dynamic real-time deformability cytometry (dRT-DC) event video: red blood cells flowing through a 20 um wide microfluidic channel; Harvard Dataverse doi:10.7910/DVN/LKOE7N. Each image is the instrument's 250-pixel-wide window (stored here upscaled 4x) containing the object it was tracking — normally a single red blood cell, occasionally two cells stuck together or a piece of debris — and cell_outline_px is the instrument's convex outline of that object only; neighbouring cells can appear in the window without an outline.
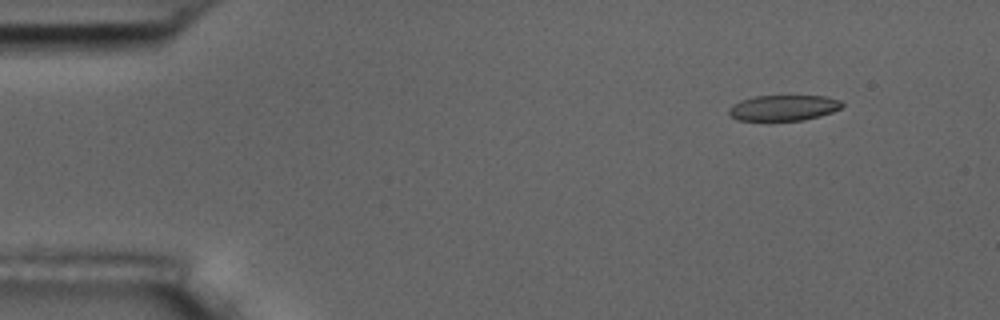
{"species": "common noctule bat (a hibernating species)", "species_latin": "Nyctalus noctula", "temperature_condition": "room temperature", "stored_images_in_passage": 4, "camera_frame_rate_fps": 3000, "um_per_image_px": 0.085, "animal": {"sex": "male", "body_mass_g": 17.5, "forearm_length_mm": 52.3}, "frame": {"image": 1, "passage_image": 2, "time_ms": 1.333, "image_size_px": [1000, 320], "cell_outline_px": [[844, 104], [840, 108], [832, 112], [820, 116], [804, 120], [736, 120], [728, 112], [728, 108], [732, 104], [740, 100], [756, 96], [824, 96], [840, 100]], "centroid_in_image_um": [66.59, 9.16], "position_along_channel_um": 18.4, "area_um2": 16.88}}
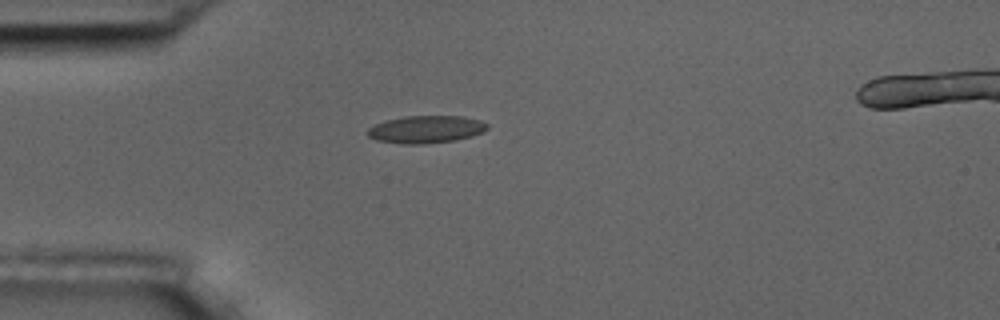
{"frame": {"image": 2, "passage_image": 4, "time_ms": 4.333, "image_size_px": [1000, 320], "cell_outline_px": [[488, 128], [484, 132], [472, 136], [456, 140], [424, 144], [400, 144], [376, 140], [368, 136], [364, 132], [368, 128], [384, 120], [404, 116], [464, 116], [480, 120], [488, 124]], "centroid_in_image_um": [36.19, 11.0], "position_along_channel_um": 48.8, "area_um2": 19.48}}